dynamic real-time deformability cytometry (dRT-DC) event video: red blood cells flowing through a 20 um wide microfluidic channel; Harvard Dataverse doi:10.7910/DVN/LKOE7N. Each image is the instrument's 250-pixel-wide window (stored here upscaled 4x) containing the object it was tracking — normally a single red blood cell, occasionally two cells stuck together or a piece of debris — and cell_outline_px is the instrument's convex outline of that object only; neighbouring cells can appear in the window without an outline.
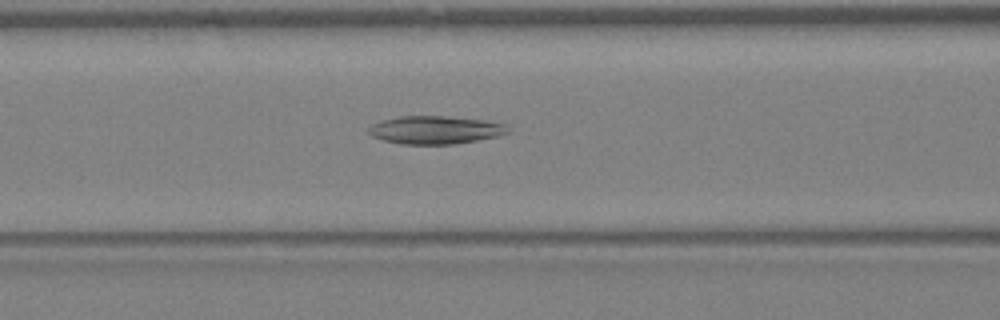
{"species": "Egyptian fruit bat (a non-hibernating species)", "species_latin": "Rousettus aegyptiacus", "temperature_condition": "warm", "stored_images_in_passage": 30, "camera_frame_rate_fps": 3000, "um_per_image_px": 0.085, "animal": {"sex": "female"}, "frame": {"image": 1, "passage_image": 8, "time_ms": 2.333, "image_size_px": [1000, 320], "cell_outline_px": [[512, 132], [496, 136], [456, 144], [404, 144], [384, 140], [372, 136], [368, 132], [368, 128], [372, 124], [380, 120], [400, 116], [444, 116], [484, 120], [504, 124]], "centroid_in_image_um": [36.98, 11.04], "position_along_channel_um": 129.6, "area_um2": 22.66}}
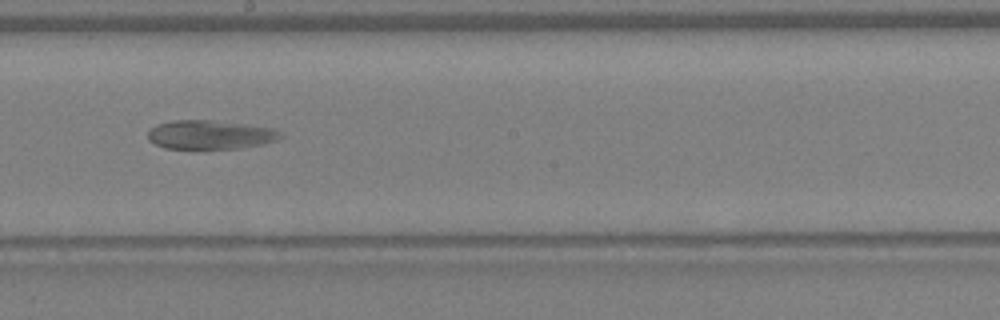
{"frame": {"image": 2, "passage_image": 14, "time_ms": 4.333, "image_size_px": [1000, 320], "cell_outline_px": [[284, 136], [276, 140], [260, 144], [240, 148], [164, 148], [148, 140], [148, 132], [156, 124], [172, 120], [212, 120], [272, 128], [280, 132]], "centroid_in_image_um": [17.83, 11.44], "position_along_channel_um": 230.4, "area_um2": 22.08}}
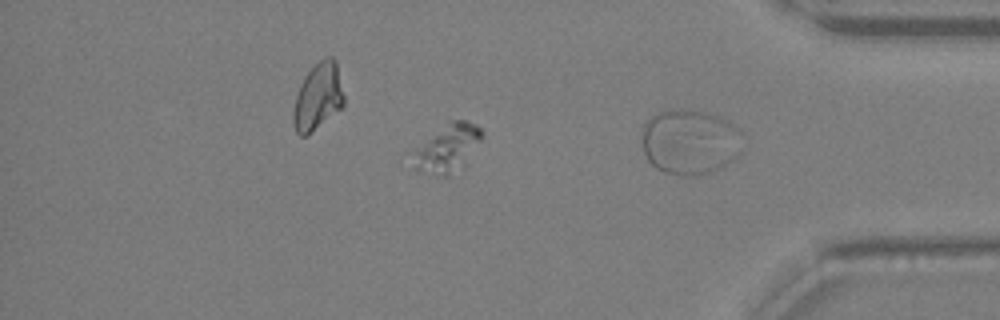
{"frame": {"image": 3, "passage_image": 23, "time_ms": 7.333, "image_size_px": [1000, 320], "cell_outline_px": [[484, 136], [460, 176], [436, 176], [416, 168], [412, 152], [448, 120], [468, 120], [476, 124], [484, 132]], "centroid_in_image_um": [38.15, 12.63], "position_along_channel_um": 397.1, "area_um2": 19.88}}